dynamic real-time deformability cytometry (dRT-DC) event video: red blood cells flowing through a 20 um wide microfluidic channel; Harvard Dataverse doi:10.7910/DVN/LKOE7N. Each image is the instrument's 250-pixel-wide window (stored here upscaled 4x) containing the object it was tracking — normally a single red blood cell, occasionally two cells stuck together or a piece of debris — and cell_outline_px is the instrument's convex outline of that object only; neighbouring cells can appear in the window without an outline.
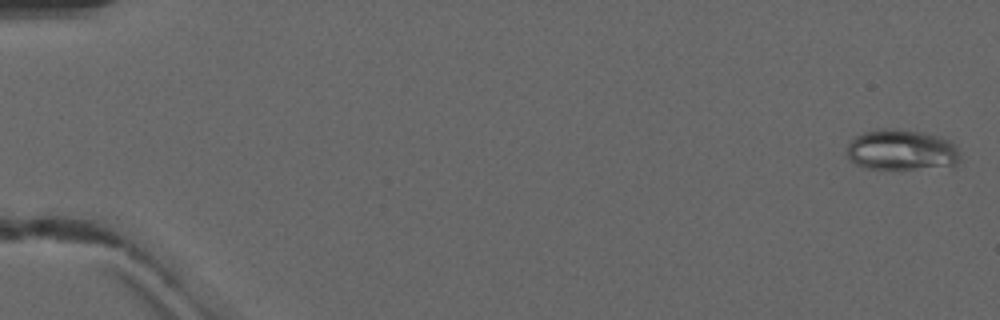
{"species": "common noctule bat (a hibernating species)", "species_latin": "Nyctalus noctula", "temperature_condition": "warm", "stored_images_in_passage": 5, "camera_frame_rate_fps": 3000, "um_per_image_px": 0.085, "animal": {"sex": "male", "forearm_length_mm": 52.5}, "frame": {"image": 1, "passage_image": 1, "time_ms": 0.0, "image_size_px": [1000, 320], "cell_outline_px": [[960, 156], [956, 164], [952, 168], [864, 168], [856, 164], [848, 156], [848, 144], [856, 136], [864, 132], [876, 128], [892, 128], [924, 132], [948, 140], [956, 148]], "centroid_in_image_um": [76.64, 12.74], "position_along_channel_um": 8.4, "area_um2": 26.82}}